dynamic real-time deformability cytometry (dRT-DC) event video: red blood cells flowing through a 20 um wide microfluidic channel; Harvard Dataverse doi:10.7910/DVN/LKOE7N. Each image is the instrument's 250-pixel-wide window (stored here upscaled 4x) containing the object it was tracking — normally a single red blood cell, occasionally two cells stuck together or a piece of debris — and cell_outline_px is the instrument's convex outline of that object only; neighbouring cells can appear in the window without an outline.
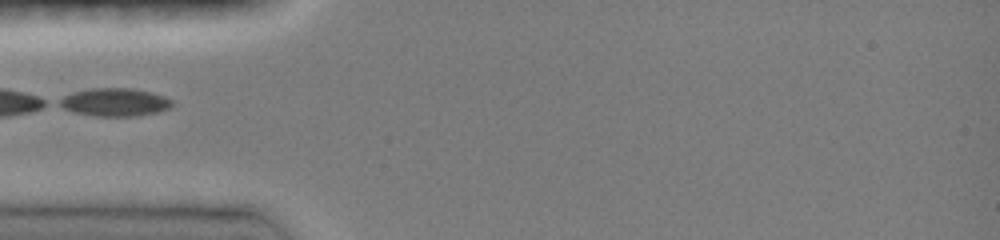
{"species": "common noctule bat (a hibernating species)", "species_latin": "Nyctalus noctula", "temperature_condition": "room temperature", "stored_images_in_passage": 31, "camera_frame_rate_fps": 3000, "um_per_image_px": 0.085, "animal": {"sex": "female", "body_mass_g": 19.0, "forearm_length_mm": 51.5}, "frame": {"image": 1, "passage_image": 1, "time_ms": 0.0, "image_size_px": [1000, 240], "cell_outline_px": [[172, 104], [168, 108], [156, 112], [140, 116], [92, 116], [72, 112], [56, 104], [56, 100], [72, 92], [92, 88], [132, 88], [152, 92], [164, 96], [172, 100]], "centroid_in_image_um": [9.7, 8.69], "position_along_channel_um": 75.3, "area_um2": 18.61}}
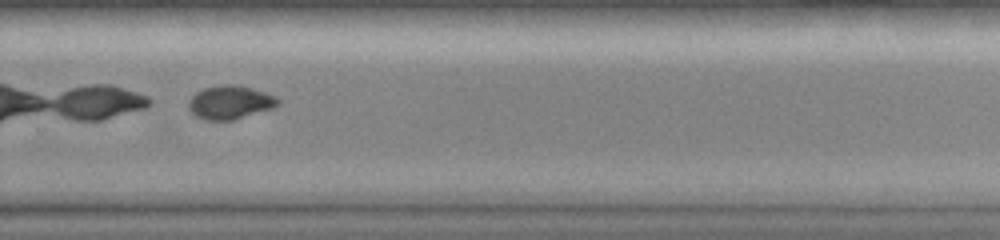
{"frame": {"image": 2, "passage_image": 18, "time_ms": 5.667, "image_size_px": [1000, 240], "cell_outline_px": [[280, 104], [272, 108], [232, 120], [204, 120], [196, 116], [188, 108], [188, 100], [196, 92], [204, 88], [224, 84], [232, 84], [264, 92], [276, 96], [280, 100]], "centroid_in_image_um": [19.53, 8.7], "position_along_channel_um": 310.3, "area_um2": 17.28}}